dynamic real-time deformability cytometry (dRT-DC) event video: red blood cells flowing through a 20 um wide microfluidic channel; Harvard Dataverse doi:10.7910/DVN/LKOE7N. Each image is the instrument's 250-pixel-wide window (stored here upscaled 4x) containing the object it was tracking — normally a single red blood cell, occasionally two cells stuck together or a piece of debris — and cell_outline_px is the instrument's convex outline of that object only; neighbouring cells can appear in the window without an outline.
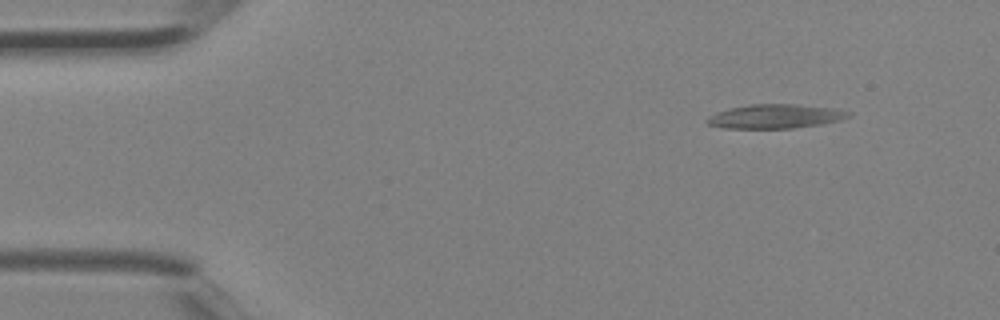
{"species": "Egyptian fruit bat (a non-hibernating species)", "species_latin": "Rousettus aegyptiacus", "temperature_condition": "room temperature", "stored_images_in_passage": 2, "camera_frame_rate_fps": 3000, "um_per_image_px": 0.085, "animal": {"sex": "female"}, "frame": {"image": 1, "passage_image": 1, "time_ms": 0.0, "image_size_px": [1000, 320], "cell_outline_px": [[852, 116], [840, 120], [820, 124], [792, 128], [724, 128], [708, 124], [704, 120], [708, 116], [716, 112], [728, 108], [748, 104], [796, 104], [836, 108], [852, 112]], "centroid_in_image_um": [65.9, 9.88], "position_along_channel_um": 19.1, "area_um2": 20.06}}